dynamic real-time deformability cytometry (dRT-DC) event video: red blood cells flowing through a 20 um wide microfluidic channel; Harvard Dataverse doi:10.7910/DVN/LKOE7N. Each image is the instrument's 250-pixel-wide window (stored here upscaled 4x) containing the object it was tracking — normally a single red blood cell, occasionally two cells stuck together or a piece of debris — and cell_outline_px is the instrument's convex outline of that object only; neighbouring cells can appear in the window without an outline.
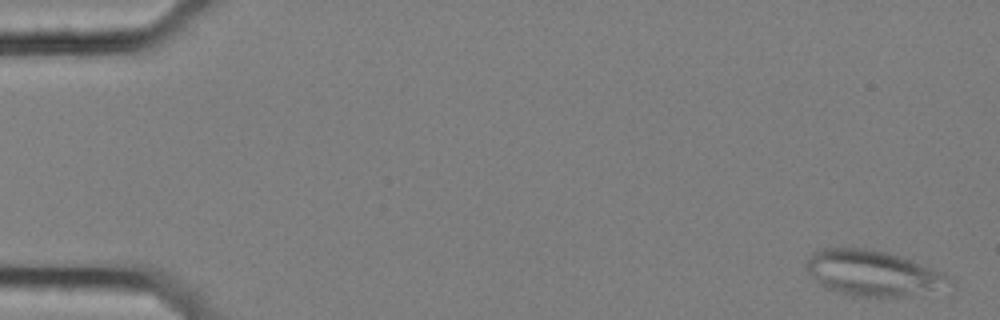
{"species": "common noctule bat (a hibernating species)", "species_latin": "Nyctalus noctula", "temperature_condition": "cold", "stored_images_in_passage": 58, "segment_of_instrument_passage": [1, 2], "camera_frame_rate_fps": 3000, "um_per_image_px": 0.085, "animal": {"sex": "female", "body_mass_g": 25.1}, "frame": {"image": 1, "passage_image": 2, "time_ms": 0.333, "image_size_px": [1000, 320], "cell_outline_px": [[956, 284], [904, 296], [856, 296], [836, 292], [824, 288], [816, 284], [808, 272], [804, 264], [812, 252], [824, 248], [864, 248], [888, 252], [900, 256], [944, 272], [956, 280]], "centroid_in_image_um": [74.16, 23.21], "position_along_channel_um": 10.8, "area_um2": 38.09}}